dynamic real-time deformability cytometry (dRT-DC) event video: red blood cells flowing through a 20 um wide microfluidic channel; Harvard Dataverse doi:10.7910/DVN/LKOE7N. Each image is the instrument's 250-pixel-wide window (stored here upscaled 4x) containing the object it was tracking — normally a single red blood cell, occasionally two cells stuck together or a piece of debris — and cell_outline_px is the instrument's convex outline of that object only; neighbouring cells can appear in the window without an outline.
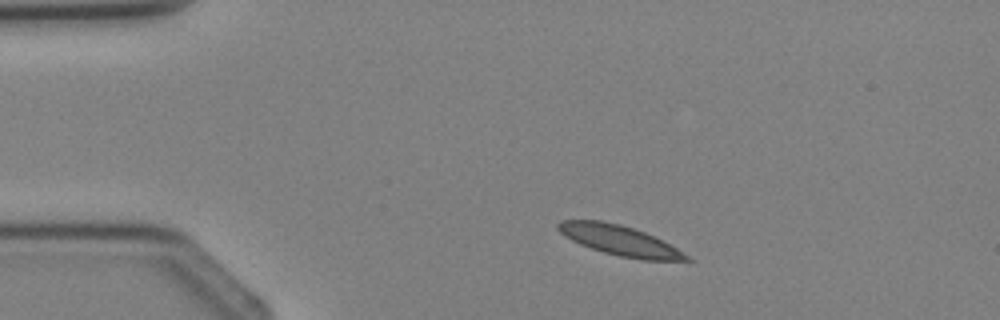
{"species": "Egyptian fruit bat (a non-hibernating species)", "species_latin": "Rousettus aegyptiacus", "temperature_condition": "cold", "stored_images_in_passage": 2, "camera_frame_rate_fps": 3000, "um_per_image_px": 0.085, "animal": {"sex": "female"}, "frame": {"image": 1, "passage_image": 1, "time_ms": 0.0, "image_size_px": [1000, 320], "cell_outline_px": [[692, 260], [640, 260], [620, 256], [604, 252], [580, 244], [564, 236], [556, 228], [556, 224], [560, 220], [600, 220], [620, 224], [644, 232], [676, 248], [688, 256]], "centroid_in_image_um": [52.6, 20.42], "position_along_channel_um": 32.4, "area_um2": 22.08}}